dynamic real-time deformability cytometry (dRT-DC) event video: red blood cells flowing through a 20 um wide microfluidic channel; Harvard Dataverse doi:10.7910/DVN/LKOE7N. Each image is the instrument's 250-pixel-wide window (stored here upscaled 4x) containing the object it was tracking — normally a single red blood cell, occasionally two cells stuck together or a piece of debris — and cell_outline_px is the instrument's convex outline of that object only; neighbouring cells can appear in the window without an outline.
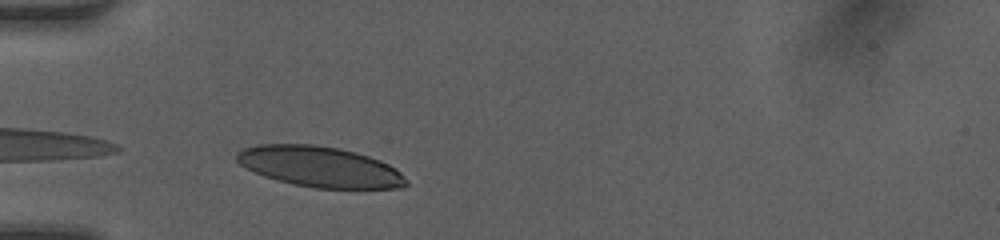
{"species": "human", "species_latin": "Homo sapiens", "temperature_condition": "room temperature", "stored_images_in_passage": 29, "camera_frame_rate_fps": 3000, "um_per_image_px": 0.085, "donor": {"sex": "female"}, "frame": {"image": 1, "passage_image": 1, "time_ms": 0.0, "image_size_px": [1000, 240], "cell_outline_px": [[408, 184], [400, 188], [316, 188], [292, 184], [264, 176], [240, 164], [236, 160], [236, 152], [244, 148], [256, 144], [312, 144], [336, 148], [356, 152], [380, 160], [396, 168], [408, 180]], "centroid_in_image_um": [27.19, 14.17], "position_along_channel_um": 57.8, "area_um2": 40.0}}
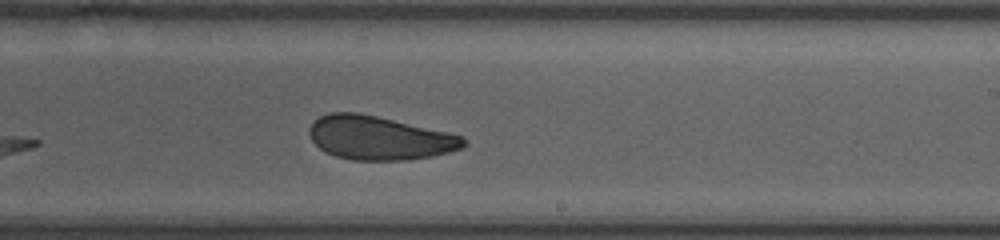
{"frame": {"image": 2, "passage_image": 16, "time_ms": 5.0, "image_size_px": [1000, 240], "cell_outline_px": [[464, 144], [460, 148], [448, 152], [432, 156], [404, 160], [352, 160], [336, 156], [324, 152], [312, 140], [308, 132], [308, 128], [320, 116], [328, 112], [356, 112], [376, 116], [448, 132], [464, 136]], "centroid_in_image_um": [32.2, 11.72], "position_along_channel_um": 256.8, "area_um2": 39.02}}
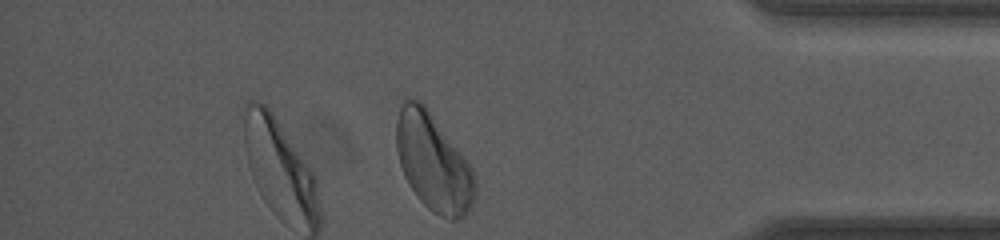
{"frame": {"image": 3, "passage_image": 28, "time_ms": 9.0, "image_size_px": [1000, 240], "cell_outline_px": [[476, 188], [472, 204], [468, 212], [464, 216], [456, 220], [448, 220], [432, 212], [416, 196], [408, 184], [404, 176], [400, 164], [396, 148], [396, 120], [404, 96], [408, 96], [420, 100], [424, 104], [472, 168], [476, 180]], "centroid_in_image_um": [36.8, 13.81], "position_along_channel_um": 398.4, "area_um2": 44.68}, "authors_computed_cell_mechanics": {"area_um2": 39.9398, "velocity_mm_per_s": 4.1914, "shape_relaxation_time_tau1_ms": 4.0615, "shape_relaxation_time_tau2_ms": 1.2821, "deformation_change_tau1": 0.1091, "deformation_change_tau2": 0.0756}}